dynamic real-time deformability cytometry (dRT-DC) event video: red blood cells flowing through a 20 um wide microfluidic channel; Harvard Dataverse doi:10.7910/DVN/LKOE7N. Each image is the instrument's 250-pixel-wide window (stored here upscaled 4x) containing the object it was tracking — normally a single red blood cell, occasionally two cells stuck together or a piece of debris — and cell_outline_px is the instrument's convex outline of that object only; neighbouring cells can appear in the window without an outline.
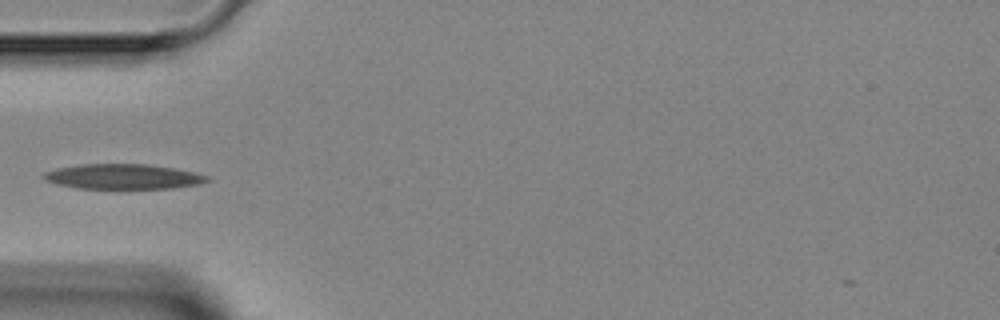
{"species": "Egyptian fruit bat (a non-hibernating species)", "species_latin": "Rousettus aegyptiacus", "temperature_condition": "room temperature", "stored_images_in_passage": 1, "camera_frame_rate_fps": 3000, "um_per_image_px": 0.085, "animal": {"sex": "female"}, "frame": {"image": 1, "passage_image": 1, "time_ms": 0.0, "image_size_px": [1000, 320], "cell_outline_px": [[212, 180], [200, 184], [172, 188], [76, 188], [56, 184], [44, 180], [44, 172], [56, 168], [80, 164], [148, 164], [196, 172], [208, 176]], "centroid_in_image_um": [10.48, 15.01], "position_along_channel_um": 74.5, "area_um2": 23.87}}